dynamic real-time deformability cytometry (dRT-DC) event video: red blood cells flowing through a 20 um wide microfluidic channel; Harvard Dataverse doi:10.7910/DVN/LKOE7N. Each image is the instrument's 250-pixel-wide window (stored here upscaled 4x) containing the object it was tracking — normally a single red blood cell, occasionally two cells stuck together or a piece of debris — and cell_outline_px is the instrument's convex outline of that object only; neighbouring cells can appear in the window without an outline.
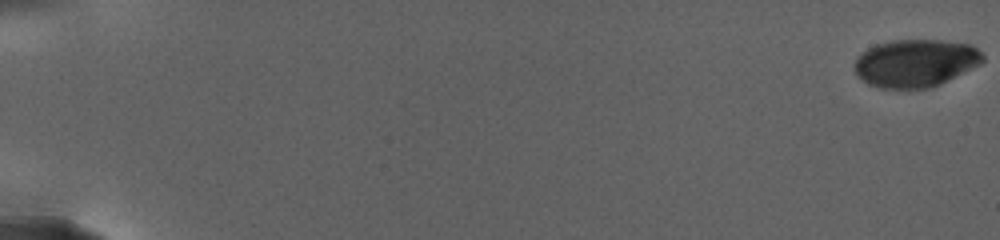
{"species": "human", "species_latin": "Homo sapiens", "temperature_condition": "warm", "stored_images_in_passage": 24, "camera_frame_rate_fps": 3000, "um_per_image_px": 0.085, "donor": {"sex": "female"}, "frame": {"image": 1, "passage_image": 1, "time_ms": 0.0, "image_size_px": [1000, 240], "cell_outline_px": [[984, 60], [980, 64], [940, 84], [928, 88], [880, 88], [868, 84], [856, 72], [856, 56], [868, 48], [876, 44], [892, 40], [940, 40], [968, 44], [976, 48], [984, 56]], "centroid_in_image_um": [77.82, 5.35], "position_along_channel_um": 7.2, "area_um2": 35.32}}
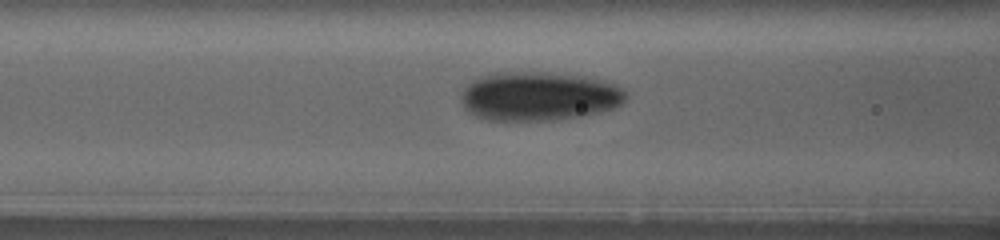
{"frame": {"image": 2, "passage_image": 21, "time_ms": 12.667, "image_size_px": [1000, 240], "cell_outline_px": [[628, 96], [616, 108], [600, 112], [580, 116], [556, 120], [488, 120], [476, 116], [468, 112], [464, 108], [464, 88], [472, 80], [480, 76], [492, 72], [544, 72], [592, 76], [616, 84], [628, 92]], "centroid_in_image_um": [45.87, 8.16], "position_along_channel_um": 120.7, "area_um2": 47.45}}
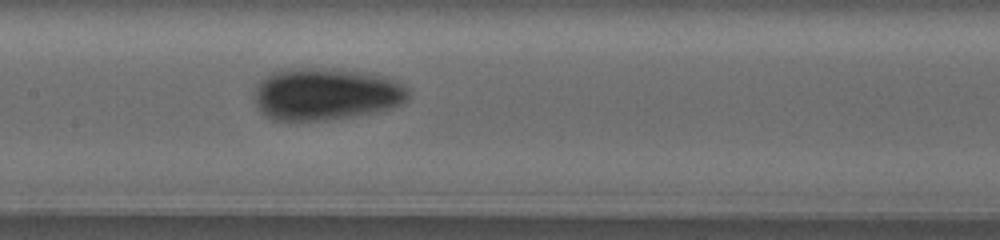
{"frame": {"image": 3, "passage_image": 24, "time_ms": 15.0, "image_size_px": [1000, 240], "cell_outline_px": [[408, 100], [404, 104], [392, 108], [376, 112], [328, 120], [288, 124], [272, 120], [264, 116], [260, 112], [256, 104], [256, 88], [260, 80], [272, 72], [288, 68], [336, 68], [368, 72], [392, 76], [404, 84], [408, 88]], "centroid_in_image_um": [27.73, 8.01], "position_along_channel_um": 179.7, "area_um2": 48.55}}